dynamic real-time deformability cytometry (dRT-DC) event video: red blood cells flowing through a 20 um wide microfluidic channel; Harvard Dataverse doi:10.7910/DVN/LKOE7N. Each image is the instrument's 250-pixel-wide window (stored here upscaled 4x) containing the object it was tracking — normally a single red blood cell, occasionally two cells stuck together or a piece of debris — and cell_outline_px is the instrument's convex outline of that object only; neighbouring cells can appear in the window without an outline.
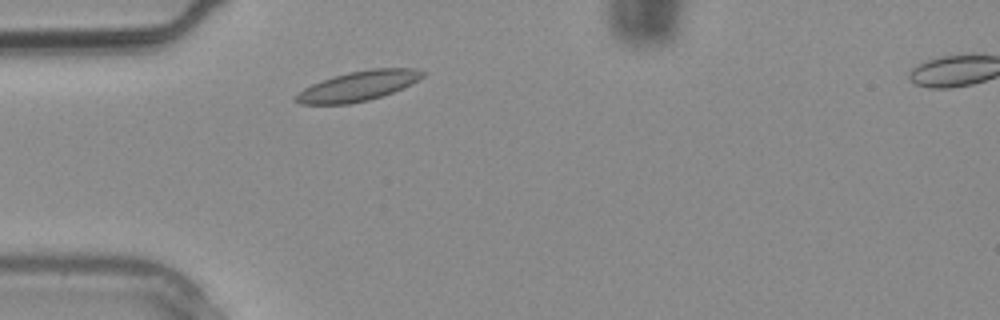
{"species": "common noctule bat (a hibernating species)", "species_latin": "Nyctalus noctula", "temperature_condition": "warm", "stored_images_in_passage": 2, "camera_frame_rate_fps": 3000, "um_per_image_px": 0.085, "animal": {"sex": "male", "body_mass_g": 20.4}, "frame": {"image": 1, "passage_image": 1, "time_ms": 0.0, "image_size_px": [1000, 320], "cell_outline_px": [[428, 72], [424, 76], [412, 84], [392, 92], [368, 100], [348, 104], [300, 104], [292, 100], [304, 88], [312, 84], [332, 76], [348, 72], [372, 68], [416, 68]], "centroid_in_image_um": [30.47, 7.3], "position_along_channel_um": 54.5, "area_um2": 22.08}}